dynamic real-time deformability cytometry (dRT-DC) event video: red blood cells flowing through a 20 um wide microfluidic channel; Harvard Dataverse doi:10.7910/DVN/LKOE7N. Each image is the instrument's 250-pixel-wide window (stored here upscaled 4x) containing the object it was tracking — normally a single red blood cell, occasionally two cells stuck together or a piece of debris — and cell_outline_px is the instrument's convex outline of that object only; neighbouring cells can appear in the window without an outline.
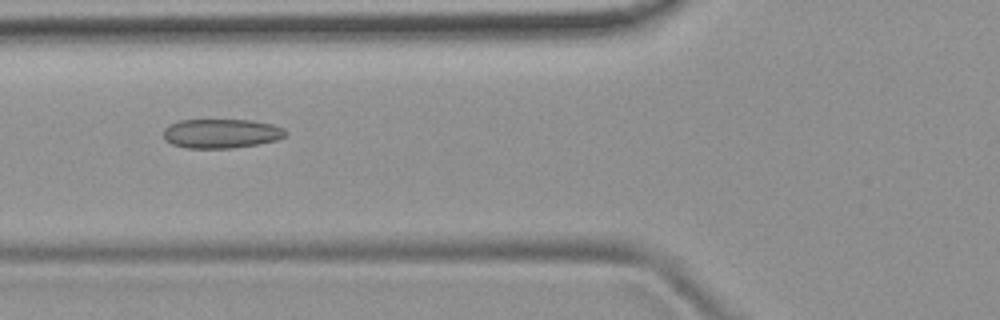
{"species": "common noctule bat (a hibernating species)", "species_latin": "Nyctalus noctula", "temperature_condition": "room temperature", "stored_images_in_passage": 7, "camera_frame_rate_fps": 3000, "um_per_image_px": 0.085, "animal": {"sex": "female", "body_mass_g": 19.9}, "frame": {"image": 1, "passage_image": 6, "time_ms": 5.667, "image_size_px": [1000, 320], "cell_outline_px": [[288, 132], [284, 136], [276, 140], [256, 144], [232, 148], [188, 148], [172, 144], [164, 140], [164, 128], [168, 124], [180, 120], [252, 120], [272, 124], [284, 128]], "centroid_in_image_um": [18.79, 11.34], "position_along_channel_um": 107.0, "area_um2": 20.87}}
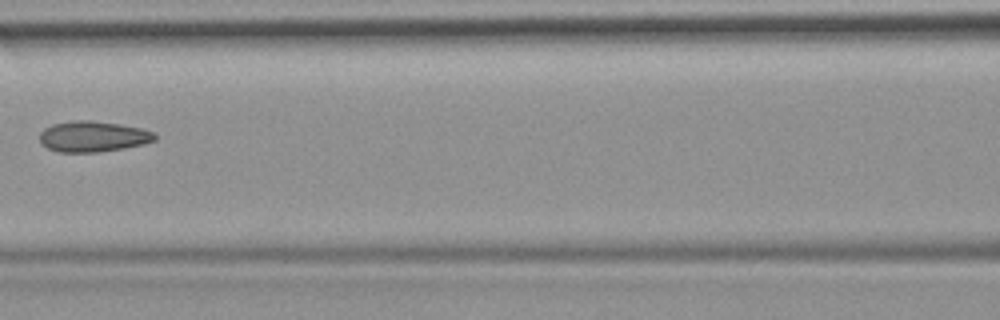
{"frame": {"image": 2, "passage_image": 7, "time_ms": 7.0, "image_size_px": [1000, 320], "cell_outline_px": [[156, 140], [144, 144], [124, 148], [96, 152], [60, 152], [48, 148], [40, 144], [40, 132], [44, 128], [52, 124], [76, 120], [92, 120], [120, 124], [144, 128], [156, 132]], "centroid_in_image_um": [7.93, 11.59], "position_along_channel_um": 158.7, "area_um2": 20.87}}